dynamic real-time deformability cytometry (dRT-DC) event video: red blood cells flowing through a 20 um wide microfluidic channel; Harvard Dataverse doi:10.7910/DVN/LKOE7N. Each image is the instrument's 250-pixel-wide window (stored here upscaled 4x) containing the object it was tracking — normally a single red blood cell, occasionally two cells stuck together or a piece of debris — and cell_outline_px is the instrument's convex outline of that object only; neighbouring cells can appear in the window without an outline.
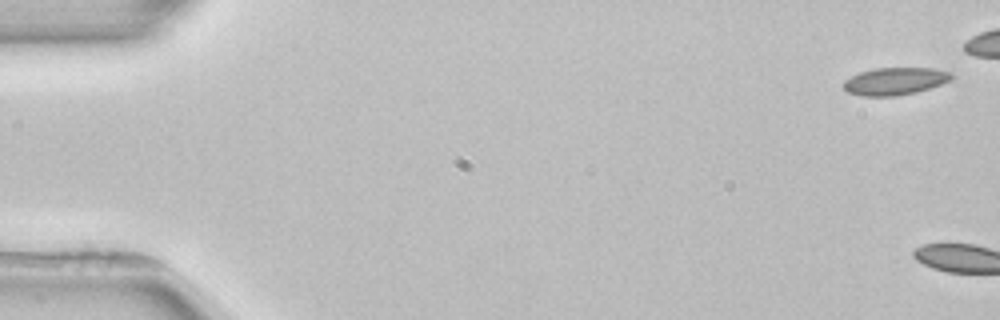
{"species": "common noctule bat (a hibernating species)", "species_latin": "Nyctalus noctula", "temperature_condition": "room temperature", "stored_images_in_passage": 7, "camera_frame_rate_fps": 3000, "um_per_image_px": 0.085, "animal": {"sex": "female", "body_mass_g": 22.7, "forearm_length_mm": 54.2}, "frame": {"image": 1, "passage_image": 1, "time_ms": 0.0, "image_size_px": [1000, 320], "cell_outline_px": [[952, 76], [948, 80], [940, 84], [916, 92], [892, 96], [860, 96], [848, 92], [844, 88], [844, 80], [860, 72], [876, 68], [932, 68], [952, 72]], "centroid_in_image_um": [76.04, 6.9], "position_along_channel_um": 9.0, "area_um2": 16.99}}